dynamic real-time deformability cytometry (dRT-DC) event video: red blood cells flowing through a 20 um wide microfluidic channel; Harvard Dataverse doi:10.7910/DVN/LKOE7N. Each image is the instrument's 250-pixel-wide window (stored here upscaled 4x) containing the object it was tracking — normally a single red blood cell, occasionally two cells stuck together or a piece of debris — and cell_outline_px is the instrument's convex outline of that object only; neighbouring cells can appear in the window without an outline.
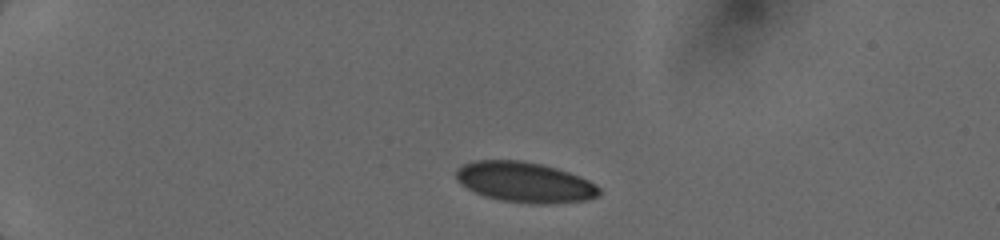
{"species": "human", "species_latin": "Homo sapiens", "temperature_condition": "cold", "stored_images_in_passage": 4, "camera_frame_rate_fps": 3000, "um_per_image_px": 0.085, "donor": {"sex": "female"}, "frame": {"image": 1, "passage_image": 1, "time_ms": 0.0, "image_size_px": [1000, 240], "cell_outline_px": [[600, 196], [588, 200], [548, 204], [532, 204], [500, 200], [476, 192], [468, 188], [456, 180], [456, 172], [464, 164], [476, 160], [520, 160], [544, 164], [580, 176], [596, 184], [600, 188]], "centroid_in_image_um": [44.66, 15.49], "position_along_channel_um": 40.3, "area_um2": 33.64}}
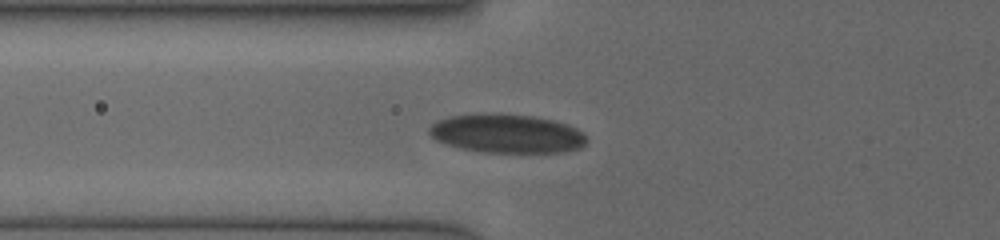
{"frame": {"image": 2, "passage_image": 4, "time_ms": 2.667, "image_size_px": [1000, 240], "cell_outline_px": [[588, 140], [580, 148], [564, 152], [480, 152], [460, 148], [444, 144], [436, 140], [428, 132], [428, 128], [436, 120], [448, 116], [484, 112], [532, 116], [556, 120], [568, 124], [584, 132]], "centroid_in_image_um": [43.06, 11.34], "position_along_channel_um": 82.7, "area_um2": 36.18}}